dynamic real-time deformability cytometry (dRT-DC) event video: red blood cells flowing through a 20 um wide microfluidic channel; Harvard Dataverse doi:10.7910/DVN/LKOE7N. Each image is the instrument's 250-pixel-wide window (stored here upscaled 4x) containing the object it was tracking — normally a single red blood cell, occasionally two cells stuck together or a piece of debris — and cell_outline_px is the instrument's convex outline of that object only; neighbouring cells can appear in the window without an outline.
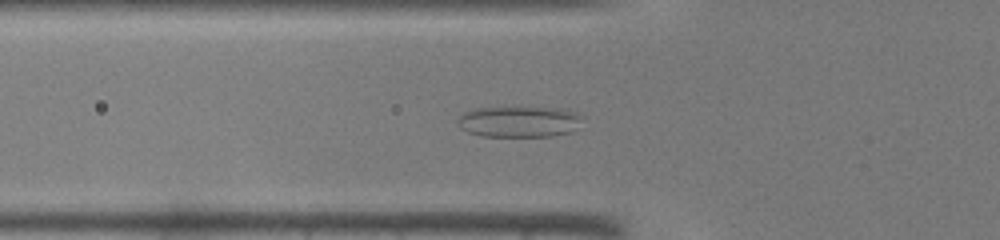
{"species": "common noctule bat (a hibernating species)", "species_latin": "Nyctalus noctula", "temperature_condition": "warm", "stored_images_in_passage": 44, "camera_frame_rate_fps": 3000, "um_per_image_px": 0.085, "animal": {"sex": "male", "body_mass_g": 19.0, "forearm_length_mm": 50.8}, "frame": {"image": 1, "passage_image": 15, "time_ms": 4.667, "image_size_px": [1000, 240], "cell_outline_px": [[584, 116], [572, 132], [552, 136], [480, 136], [468, 132], [460, 128], [456, 124], [456, 120], [464, 112], [476, 108], [560, 108]], "centroid_in_image_um": [44.08, 10.35], "position_along_channel_um": 81.7, "area_um2": 22.43}}
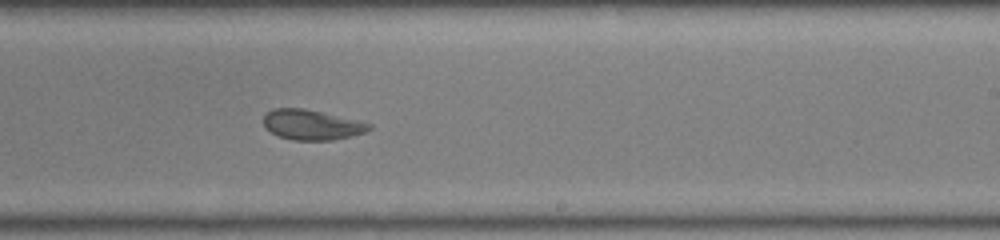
{"frame": {"image": 2, "passage_image": 27, "time_ms": 8.667, "image_size_px": [1000, 240], "cell_outline_px": [[372, 128], [364, 132], [332, 140], [292, 140], [280, 136], [264, 128], [264, 116], [272, 108], [304, 108], [372, 124]], "centroid_in_image_um": [26.45, 10.6], "position_along_channel_um": 262.5, "area_um2": 18.21}}
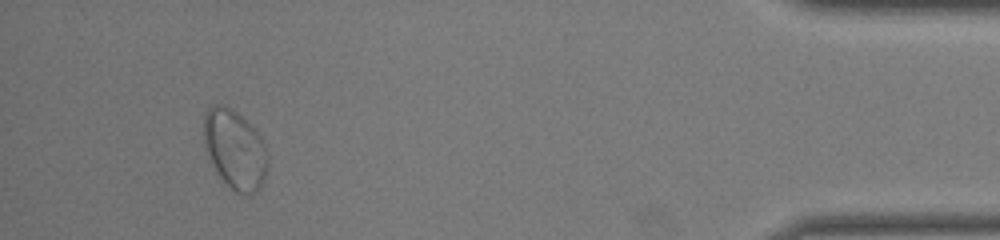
{"frame": {"image": 3, "passage_image": 41, "time_ms": 13.333, "image_size_px": [1000, 240], "cell_outline_px": [[268, 164], [264, 180], [260, 188], [252, 196], [236, 192], [220, 176], [204, 144], [204, 112], [208, 108], [216, 104], [224, 104], [236, 112], [256, 132], [264, 144], [268, 156]], "centroid_in_image_um": [19.98, 12.71], "position_along_channel_um": 415.2, "area_um2": 28.96}}